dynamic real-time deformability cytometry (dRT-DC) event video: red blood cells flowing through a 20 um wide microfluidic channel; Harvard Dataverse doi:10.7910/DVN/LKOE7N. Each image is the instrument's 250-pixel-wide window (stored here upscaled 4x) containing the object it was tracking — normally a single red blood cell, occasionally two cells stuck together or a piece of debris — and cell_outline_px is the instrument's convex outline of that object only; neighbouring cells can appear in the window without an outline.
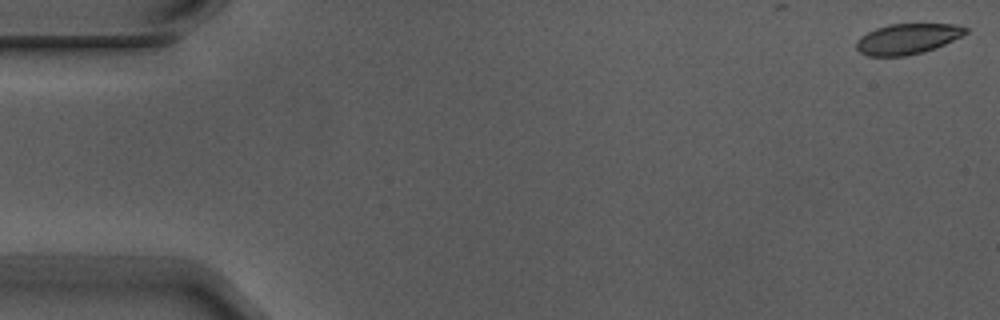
{"species": "Egyptian fruit bat (a non-hibernating species)", "species_latin": "Rousettus aegyptiacus", "temperature_condition": "warm", "stored_images_in_passage": 3, "camera_frame_rate_fps": 3000, "um_per_image_px": 0.085, "animal": {"sex": "male"}, "frame": {"image": 1, "passage_image": 1, "time_ms": 0.0, "image_size_px": [1000, 320], "cell_outline_px": [[968, 32], [936, 48], [924, 52], [904, 56], [868, 56], [860, 52], [856, 48], [856, 40], [860, 36], [876, 28], [888, 24], [960, 24], [968, 28]], "centroid_in_image_um": [77.12, 3.3], "position_along_channel_um": 7.9, "area_um2": 19.48}}